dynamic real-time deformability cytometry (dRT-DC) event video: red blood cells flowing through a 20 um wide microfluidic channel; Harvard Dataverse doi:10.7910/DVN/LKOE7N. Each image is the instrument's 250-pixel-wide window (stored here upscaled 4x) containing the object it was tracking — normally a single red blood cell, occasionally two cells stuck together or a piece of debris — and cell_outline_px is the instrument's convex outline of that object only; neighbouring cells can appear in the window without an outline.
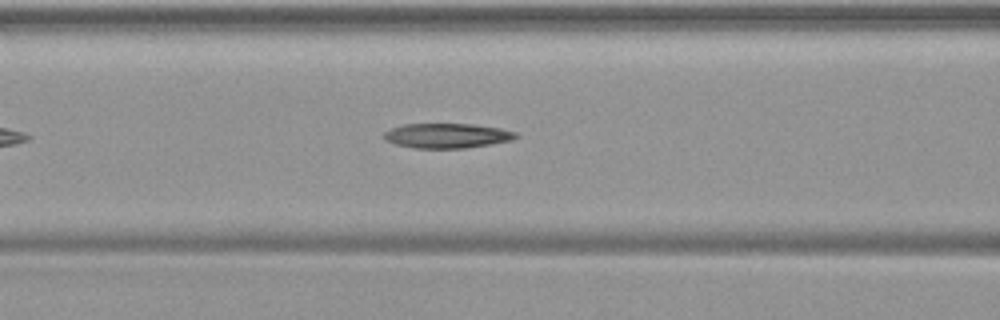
{"species": "common noctule bat (a hibernating species)", "species_latin": "Nyctalus noctula", "temperature_condition": "warm", "stored_images_in_passage": 34, "camera_frame_rate_fps": 3000, "um_per_image_px": 0.085, "animal": {"sex": "female", "body_mass_g": 19.9}, "frame": {"image": 1, "passage_image": 10, "time_ms": 3.0, "image_size_px": [1000, 320], "cell_outline_px": [[520, 136], [512, 140], [492, 144], [464, 148], [412, 148], [396, 144], [384, 140], [380, 136], [384, 132], [392, 128], [404, 124], [472, 124], [500, 128], [516, 132]], "centroid_in_image_um": [37.98, 11.53], "position_along_channel_um": 128.6, "area_um2": 19.19}}
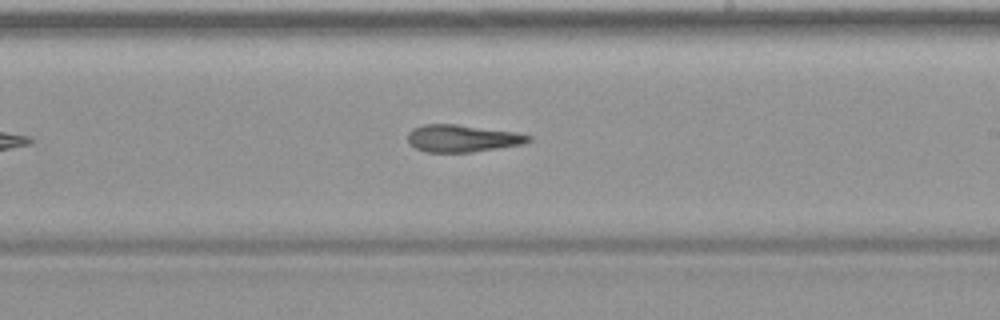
{"frame": {"image": 2, "passage_image": 19, "time_ms": 6.0, "image_size_px": [1000, 320], "cell_outline_px": [[532, 140], [524, 144], [472, 152], [424, 152], [408, 144], [408, 132], [412, 128], [424, 124], [456, 124], [516, 132], [532, 136]], "centroid_in_image_um": [39.29, 11.76], "position_along_channel_um": 249.7, "area_um2": 19.31}}
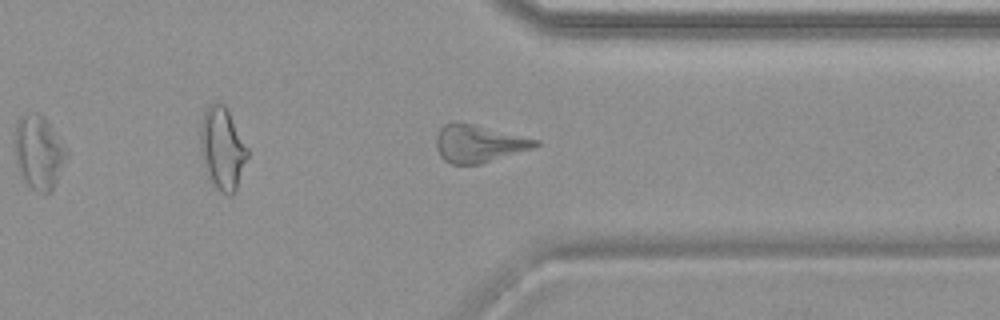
{"frame": {"image": 3, "passage_image": 28, "time_ms": 9.0, "image_size_px": [1000, 320], "cell_outline_px": [[540, 144], [532, 148], [480, 164], [452, 164], [444, 160], [440, 156], [436, 148], [436, 136], [440, 128], [444, 124], [456, 120], [460, 120], [540, 140]], "centroid_in_image_um": [40.65, 12.17], "position_along_channel_um": 370.8, "area_um2": 21.91}}